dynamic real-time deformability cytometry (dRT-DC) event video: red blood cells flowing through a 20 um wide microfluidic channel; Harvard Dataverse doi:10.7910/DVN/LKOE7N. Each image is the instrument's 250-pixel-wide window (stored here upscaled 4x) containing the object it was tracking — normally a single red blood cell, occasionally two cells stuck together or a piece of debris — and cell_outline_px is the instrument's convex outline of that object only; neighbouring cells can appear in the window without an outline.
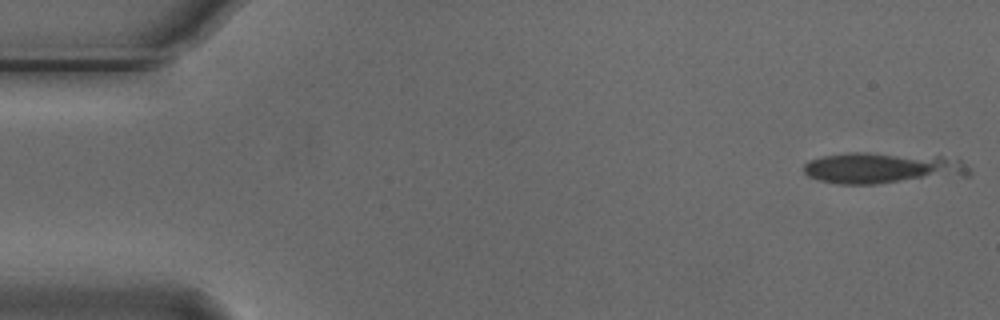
{"species": "Egyptian fruit bat (a non-hibernating species)", "species_latin": "Rousettus aegyptiacus", "temperature_condition": "cold", "stored_images_in_passage": 9, "camera_frame_rate_fps": 3000, "um_per_image_px": 0.085, "animal": {"sex": "male"}, "frame": {"image": 1, "passage_image": 1, "time_ms": 0.0, "image_size_px": [1000, 320], "cell_outline_px": [[972, 176], [876, 184], [840, 184], [820, 180], [808, 176], [804, 172], [804, 164], [808, 160], [824, 156], [852, 152], [864, 152], [940, 156], [960, 160], [972, 172]], "centroid_in_image_um": [75.07, 14.29], "position_along_channel_um": 9.9, "area_um2": 30.4}}